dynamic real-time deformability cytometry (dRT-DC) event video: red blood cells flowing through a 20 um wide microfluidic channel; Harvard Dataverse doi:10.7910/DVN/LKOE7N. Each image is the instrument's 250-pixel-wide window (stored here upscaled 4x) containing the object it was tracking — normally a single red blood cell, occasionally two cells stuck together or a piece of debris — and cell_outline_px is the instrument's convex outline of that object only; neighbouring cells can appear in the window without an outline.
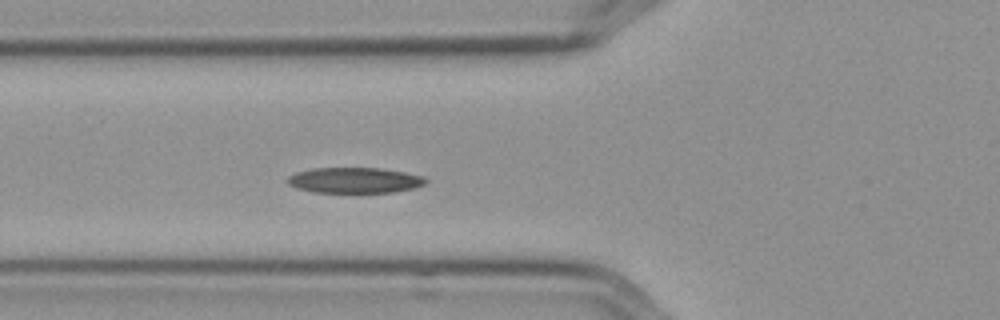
{"species": "Egyptian fruit bat (a non-hibernating species)", "species_latin": "Rousettus aegyptiacus", "temperature_condition": "cold", "stored_images_in_passage": 4, "camera_frame_rate_fps": 3000, "um_per_image_px": 0.085, "frame": {"image": 1, "passage_image": 4, "time_ms": 1.0, "image_size_px": [1000, 320], "cell_outline_px": [[428, 180], [424, 184], [412, 188], [392, 192], [312, 192], [296, 188], [288, 184], [288, 176], [296, 172], [312, 168], [380, 168], [404, 172], [424, 176]], "centroid_in_image_um": [30.12, 15.32], "position_along_channel_um": 95.7, "area_um2": 20.52}}